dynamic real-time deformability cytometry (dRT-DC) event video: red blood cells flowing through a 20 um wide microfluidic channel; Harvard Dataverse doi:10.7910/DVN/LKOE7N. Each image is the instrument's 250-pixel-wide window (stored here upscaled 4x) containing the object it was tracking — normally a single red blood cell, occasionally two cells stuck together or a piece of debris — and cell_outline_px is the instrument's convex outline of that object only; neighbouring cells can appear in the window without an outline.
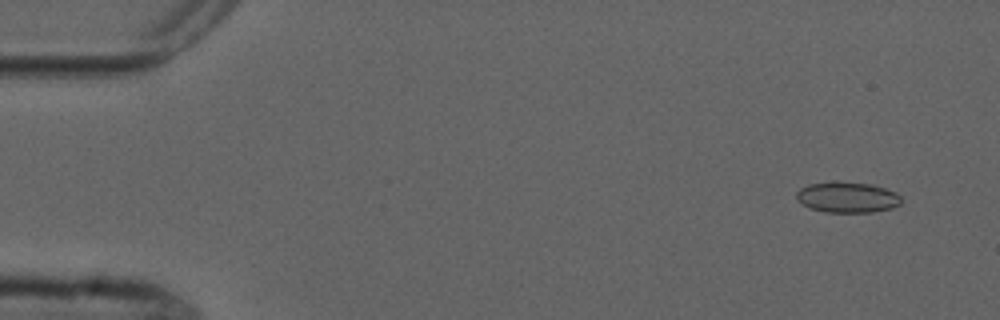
{"species": "common noctule bat (a hibernating species)", "species_latin": "Nyctalus noctula", "temperature_condition": "cold", "stored_images_in_passage": 6, "camera_frame_rate_fps": 3000, "um_per_image_px": 0.085, "animal": {"sex": "male", "forearm_length_mm": 52.5}, "frame": {"image": 1, "passage_image": 2, "time_ms": 1.0, "image_size_px": [1000, 320], "cell_outline_px": [[900, 204], [892, 208], [872, 212], [824, 212], [808, 208], [796, 200], [796, 192], [800, 188], [808, 184], [836, 180], [876, 184], [896, 192], [900, 196]], "centroid_in_image_um": [72.0, 16.74], "position_along_channel_um": 13.0, "area_um2": 19.31}}
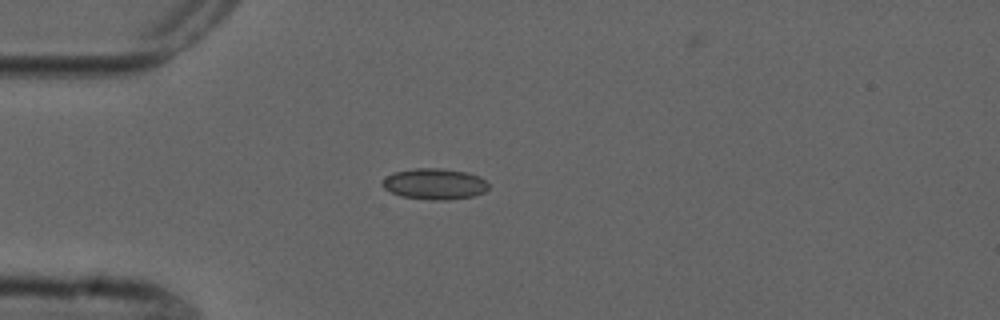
{"frame": {"image": 2, "passage_image": 5, "time_ms": 4.667, "image_size_px": [1000, 320], "cell_outline_px": [[488, 188], [484, 192], [472, 196], [448, 200], [428, 200], [400, 196], [384, 188], [380, 184], [384, 176], [392, 172], [416, 168], [440, 168], [468, 172], [480, 176], [488, 184]], "centroid_in_image_um": [36.9, 15.63], "position_along_channel_um": 48.1, "area_um2": 19.42}}